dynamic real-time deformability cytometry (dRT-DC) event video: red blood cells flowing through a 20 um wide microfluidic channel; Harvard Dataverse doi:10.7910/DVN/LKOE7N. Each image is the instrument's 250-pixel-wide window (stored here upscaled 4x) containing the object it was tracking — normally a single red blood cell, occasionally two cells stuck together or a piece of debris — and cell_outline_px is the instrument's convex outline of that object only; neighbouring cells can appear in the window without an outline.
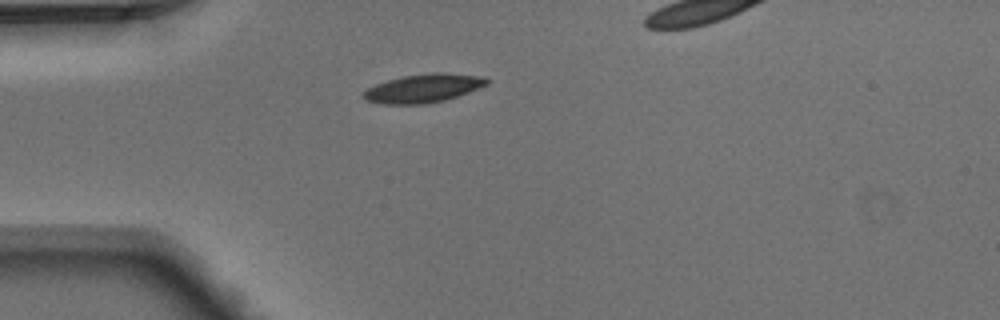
{"species": "Egyptian fruit bat (a non-hibernating species)", "species_latin": "Rousettus aegyptiacus", "temperature_condition": "warm", "stored_images_in_passage": 3, "camera_frame_rate_fps": 3000, "um_per_image_px": 0.085, "animal": {"sex": "male"}, "frame": {"image": 1, "passage_image": 1, "time_ms": 0.0, "image_size_px": [1000, 320], "cell_outline_px": [[488, 84], [468, 92], [444, 100], [428, 104], [384, 104], [364, 100], [360, 96], [360, 92], [376, 84], [388, 80], [404, 76], [432, 72], [444, 72], [484, 76], [488, 80]], "centroid_in_image_um": [35.95, 7.5], "position_along_channel_um": 49.1, "area_um2": 20.63}}